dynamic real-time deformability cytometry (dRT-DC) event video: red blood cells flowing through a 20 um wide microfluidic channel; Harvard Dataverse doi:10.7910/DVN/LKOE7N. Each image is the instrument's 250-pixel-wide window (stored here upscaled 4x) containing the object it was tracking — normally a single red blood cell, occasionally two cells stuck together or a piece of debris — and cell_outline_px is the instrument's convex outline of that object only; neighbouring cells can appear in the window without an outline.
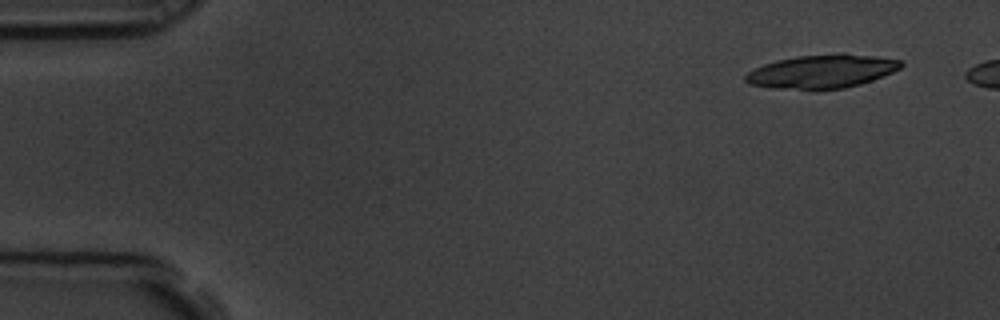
{"species": "common noctule bat (a hibernating species)", "species_latin": "Nyctalus noctula", "temperature_condition": "room temperature", "stored_images_in_passage": 5, "camera_frame_rate_fps": 3000, "um_per_image_px": 0.085, "animal": {"sex": "male", "body_mass_g": 19.5, "forearm_length_mm": 54.6}, "frame": {"image": 1, "passage_image": 1, "time_ms": 0.0, "image_size_px": [1000, 320], "cell_outline_px": [[904, 64], [900, 68], [892, 72], [872, 80], [860, 84], [844, 88], [816, 92], [772, 88], [748, 84], [744, 80], [744, 76], [748, 72], [764, 64], [776, 60], [796, 56], [844, 52], [904, 60]], "centroid_in_image_um": [69.85, 6.09], "position_along_channel_um": 15.2, "area_um2": 31.33}}